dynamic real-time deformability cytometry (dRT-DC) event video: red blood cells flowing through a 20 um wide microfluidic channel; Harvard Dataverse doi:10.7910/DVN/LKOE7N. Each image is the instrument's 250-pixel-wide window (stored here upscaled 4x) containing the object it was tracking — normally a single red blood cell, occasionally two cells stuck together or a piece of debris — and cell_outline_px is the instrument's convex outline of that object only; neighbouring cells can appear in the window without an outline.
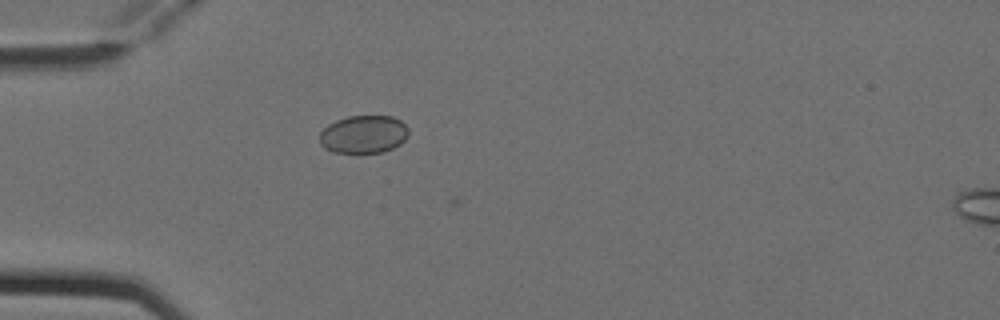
{"species": "Egyptian fruit bat (a non-hibernating species)", "species_latin": "Rousettus aegyptiacus", "temperature_condition": "cold", "stored_images_in_passage": 4, "camera_frame_rate_fps": 3000, "um_per_image_px": 0.085, "animal": {"sex": "female"}, "frame": {"image": 1, "passage_image": 4, "time_ms": 1.0, "image_size_px": [1000, 320], "cell_outline_px": [[408, 136], [400, 144], [384, 152], [332, 152], [324, 148], [320, 144], [320, 132], [328, 124], [336, 120], [348, 116], [392, 116], [400, 120], [408, 128]], "centroid_in_image_um": [30.9, 11.41], "position_along_channel_um": 54.1, "area_um2": 19.65}}